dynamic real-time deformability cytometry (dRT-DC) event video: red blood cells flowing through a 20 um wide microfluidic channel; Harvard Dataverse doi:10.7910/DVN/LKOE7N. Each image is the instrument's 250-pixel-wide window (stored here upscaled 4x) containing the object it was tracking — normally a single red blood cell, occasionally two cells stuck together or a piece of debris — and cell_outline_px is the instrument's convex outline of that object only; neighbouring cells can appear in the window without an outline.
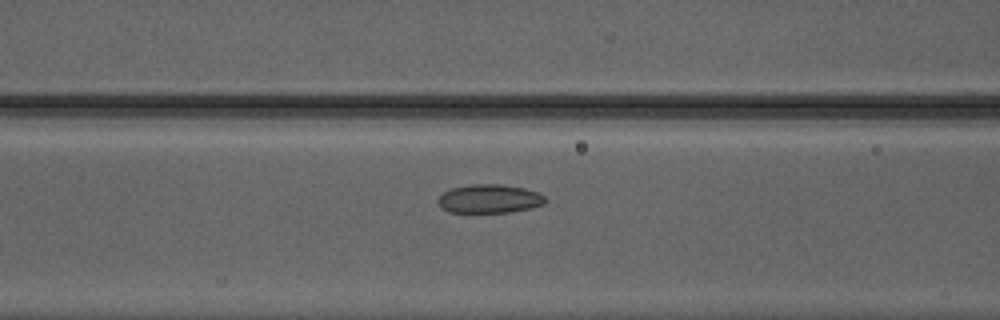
{"species": "Egyptian fruit bat (a non-hibernating species)", "species_latin": "Rousettus aegyptiacus", "temperature_condition": "warm", "stored_images_in_passage": 35, "camera_frame_rate_fps": 3000, "um_per_image_px": 0.085, "animal": {"sex": "male"}, "frame": {"image": 1, "passage_image": 9, "time_ms": 2.667, "image_size_px": [1000, 320], "cell_outline_px": [[544, 204], [532, 208], [508, 212], [448, 212], [440, 208], [436, 200], [444, 192], [452, 188], [472, 184], [500, 184], [524, 188], [540, 192], [544, 196]], "centroid_in_image_um": [41.58, 16.89], "position_along_channel_um": 125.0, "area_um2": 17.98}}
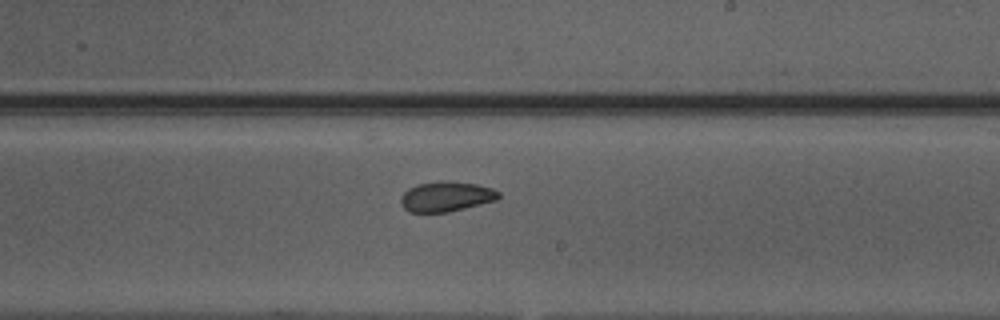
{"frame": {"image": 2, "passage_image": 18, "time_ms": 5.667, "image_size_px": [1000, 320], "cell_outline_px": [[500, 196], [496, 200], [448, 212], [408, 212], [400, 204], [400, 196], [408, 188], [416, 184], [440, 180], [444, 180], [476, 184], [492, 188], [500, 192]], "centroid_in_image_um": [37.88, 16.69], "position_along_channel_um": 251.1, "area_um2": 17.28}}
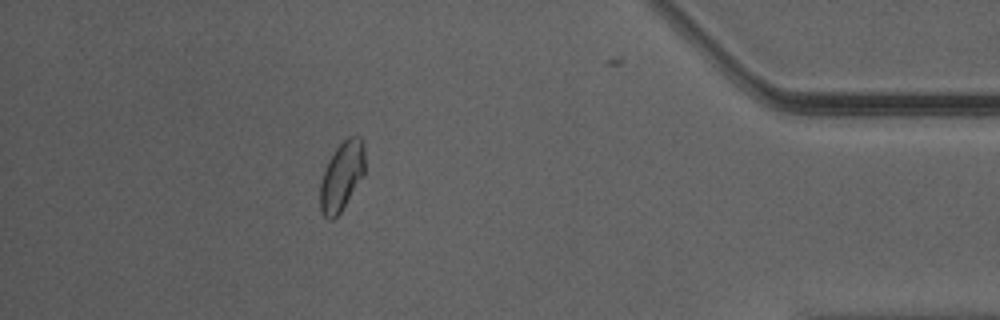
{"frame": {"image": 3, "passage_image": 32, "time_ms": 10.333, "image_size_px": [1000, 320], "cell_outline_px": [[364, 172], [340, 212], [332, 220], [328, 220], [320, 212], [320, 184], [324, 168], [328, 160], [336, 148], [348, 136], [360, 136], [364, 140]], "centroid_in_image_um": [29.02, 14.94], "position_along_channel_um": 406.2, "area_um2": 17.8}}